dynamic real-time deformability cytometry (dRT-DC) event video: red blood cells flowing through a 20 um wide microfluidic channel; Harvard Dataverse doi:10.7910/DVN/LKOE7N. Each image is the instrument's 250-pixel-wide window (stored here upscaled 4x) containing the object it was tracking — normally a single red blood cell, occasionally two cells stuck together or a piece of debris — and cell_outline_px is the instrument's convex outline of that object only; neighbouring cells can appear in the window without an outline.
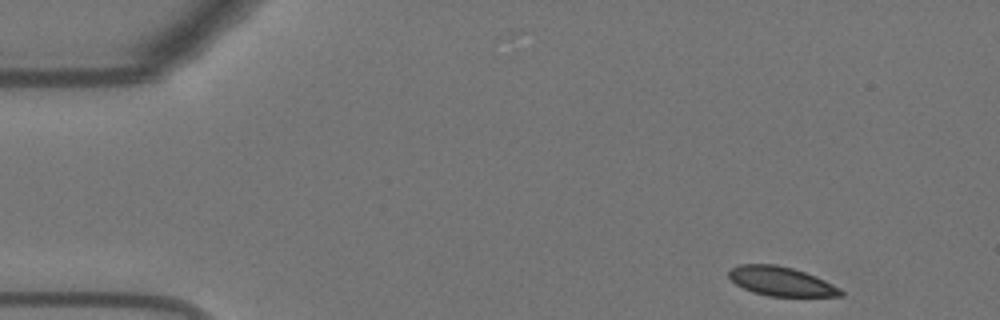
{"species": "Egyptian fruit bat (a non-hibernating species)", "species_latin": "Rousettus aegyptiacus", "temperature_condition": "warm", "stored_images_in_passage": 51, "camera_frame_rate_fps": 3000, "um_per_image_px": 0.085, "animal": {"sex": "female"}, "frame": {"image": 1, "passage_image": 1, "time_ms": 0.0, "image_size_px": [1000, 320], "cell_outline_px": [[844, 296], [768, 296], [752, 292], [736, 284], [728, 276], [728, 272], [732, 268], [740, 264], [776, 264], [792, 268], [816, 276], [840, 288], [844, 292]], "centroid_in_image_um": [66.39, 23.91], "position_along_channel_um": 18.6, "area_um2": 18.96}}
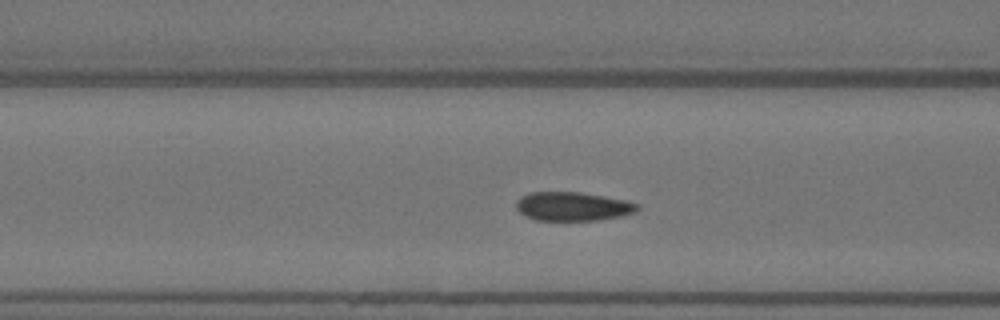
{"frame": {"image": 2, "passage_image": 17, "time_ms": 5.333, "image_size_px": [1000, 320], "cell_outline_px": [[640, 208], [636, 212], [620, 216], [600, 220], [536, 220], [524, 216], [516, 208], [516, 200], [520, 196], [528, 192], [580, 192], [604, 196], [624, 200], [640, 204]], "centroid_in_image_um": [48.67, 17.54], "position_along_channel_um": 117.9, "area_um2": 20.52}}
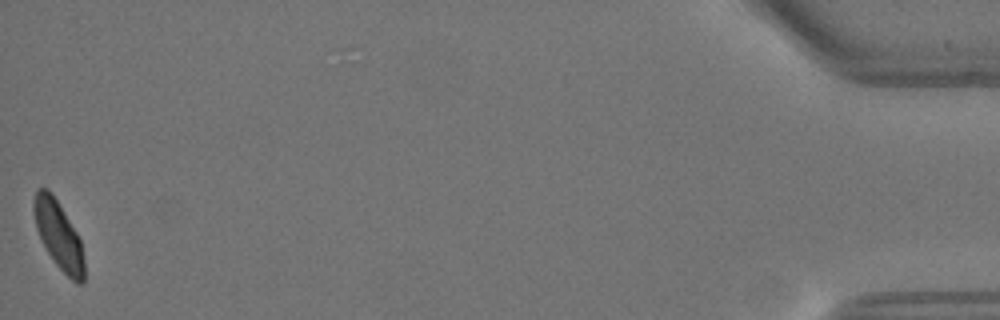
{"frame": {"image": 3, "passage_image": 51, "time_ms": 16.667, "image_size_px": [1000, 320], "cell_outline_px": [[84, 284], [76, 284], [56, 264], [48, 252], [36, 228], [32, 212], [32, 204], [36, 188], [48, 188], [52, 192], [76, 232], [80, 240], [84, 260]], "centroid_in_image_um": [4.96, 19.96], "position_along_channel_um": 430.2, "area_um2": 19.83}, "authors_computed_cell_mechanics": {"area_um2": 20.5768, "velocity_mm_per_s": 3.618, "shape_relaxation_time_tau1_ms": 5.548, "shape_relaxation_time_tau2_ms": null, "deformation_change_tau1": 0.1548, "deformation_change_tau2": null}}